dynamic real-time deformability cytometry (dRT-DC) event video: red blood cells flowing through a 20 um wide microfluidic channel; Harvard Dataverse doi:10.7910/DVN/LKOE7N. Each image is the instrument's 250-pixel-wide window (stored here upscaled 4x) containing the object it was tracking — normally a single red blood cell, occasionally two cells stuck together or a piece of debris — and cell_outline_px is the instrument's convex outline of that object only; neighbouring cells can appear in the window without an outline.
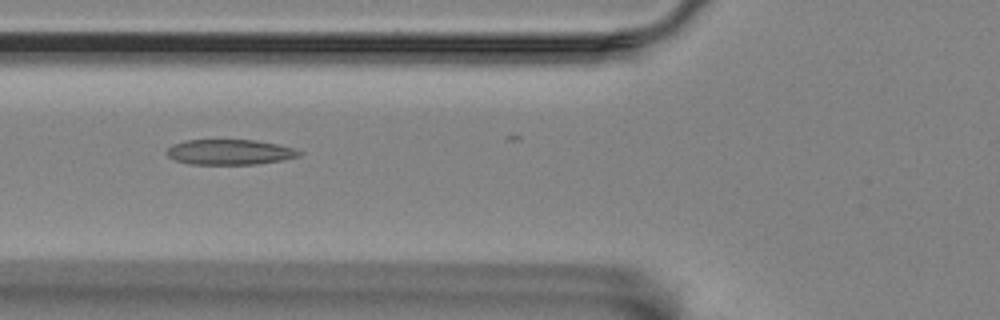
{"species": "Egyptian fruit bat (a non-hibernating species)", "species_latin": "Rousettus aegyptiacus", "temperature_condition": "room temperature", "stored_images_in_passage": 12, "camera_frame_rate_fps": 3000, "um_per_image_px": 0.085, "animal": {"sex": "female"}, "frame": {"image": 1, "passage_image": 5, "time_ms": 5.667, "image_size_px": [1000, 320], "cell_outline_px": [[304, 152], [300, 156], [280, 160], [256, 164], [192, 164], [176, 160], [168, 156], [168, 148], [172, 144], [184, 140], [256, 140], [276, 144], [292, 148]], "centroid_in_image_um": [19.53, 12.92], "position_along_channel_um": 106.3, "area_um2": 19.31}}
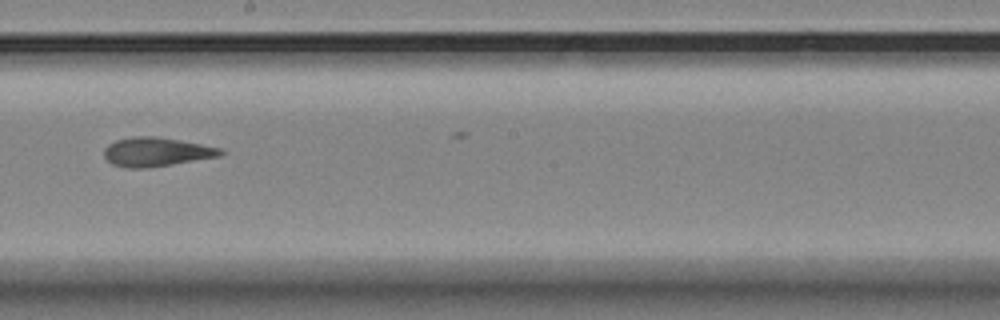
{"frame": {"image": 2, "passage_image": 8, "time_ms": 9.333, "image_size_px": [1000, 320], "cell_outline_px": [[224, 152], [220, 156], [148, 168], [124, 168], [112, 164], [104, 156], [104, 148], [108, 144], [116, 140], [132, 136], [160, 136], [220, 148]], "centroid_in_image_um": [13.25, 12.91], "position_along_channel_um": 235.0, "area_um2": 19.71}}
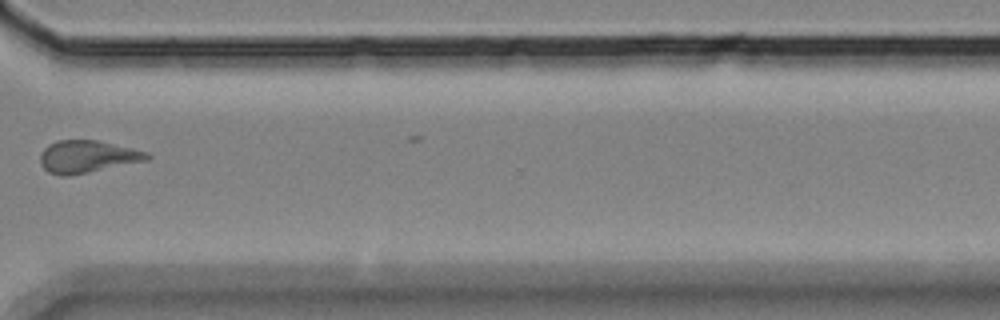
{"frame": {"image": 3, "passage_image": 11, "time_ms": 13.0, "image_size_px": [1000, 320], "cell_outline_px": [[152, 156], [148, 160], [68, 176], [60, 176], [48, 172], [40, 164], [40, 152], [48, 144], [56, 140], [96, 140], [132, 148], [148, 152]], "centroid_in_image_um": [7.39, 13.31], "position_along_channel_um": 363.2, "area_um2": 20.17}, "authors_computed_cell_mechanics": {"area_um2": 19.941, "velocity_mm_per_s": 3.505, "shape_relaxation_time_tau1_ms": 7.7467, "shape_relaxation_time_tau2_ms": 1.5953, "deformation_change_tau1": 0.1988, "deformation_change_tau2": 0.0956}}